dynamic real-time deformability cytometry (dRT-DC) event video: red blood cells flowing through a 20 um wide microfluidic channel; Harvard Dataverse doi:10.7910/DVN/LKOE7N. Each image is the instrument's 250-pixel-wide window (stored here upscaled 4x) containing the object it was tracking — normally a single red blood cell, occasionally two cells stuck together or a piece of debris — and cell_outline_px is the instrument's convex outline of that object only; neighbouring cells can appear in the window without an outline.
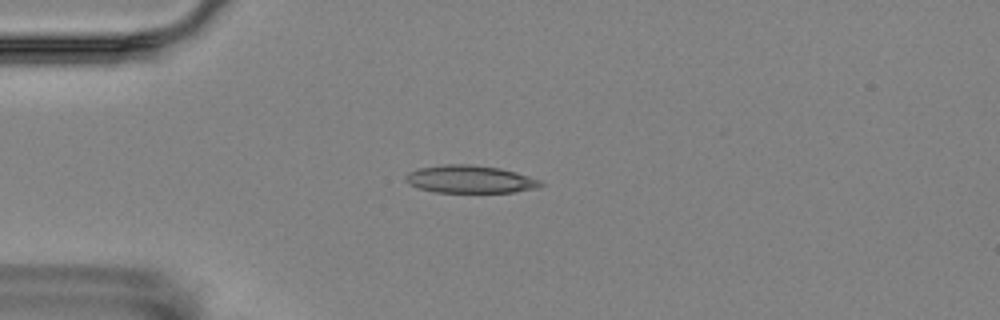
{"species": "Egyptian fruit bat (a non-hibernating species)", "species_latin": "Rousettus aegyptiacus", "temperature_condition": "room temperature", "stored_images_in_passage": 16, "segment_of_instrument_passage": [1, 2], "camera_frame_rate_fps": 3000, "um_per_image_px": 0.085, "animal": {"sex": "female"}, "frame": {"image": 1, "passage_image": 4, "time_ms": 3.667, "image_size_px": [1000, 320], "cell_outline_px": [[544, 184], [536, 188], [516, 192], [432, 192], [408, 184], [404, 180], [404, 176], [408, 172], [416, 168], [444, 164], [468, 164], [500, 168], [516, 172], [540, 180]], "centroid_in_image_um": [39.9, 15.23], "position_along_channel_um": 45.1, "area_um2": 21.91}}
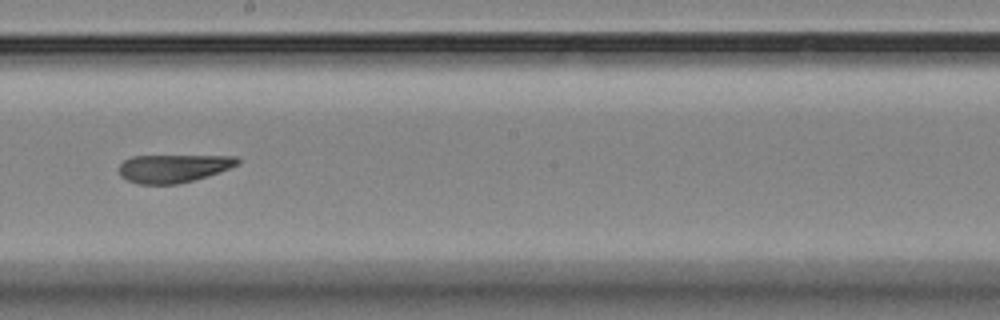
{"frame": {"image": 2, "passage_image": 9, "time_ms": 9.667, "image_size_px": [1000, 320], "cell_outline_px": [[240, 164], [220, 172], [208, 176], [176, 184], [136, 184], [120, 176], [120, 164], [124, 160], [132, 156], [236, 156], [240, 160]], "centroid_in_image_um": [14.75, 14.31], "position_along_channel_um": 233.4, "area_um2": 19.36}}
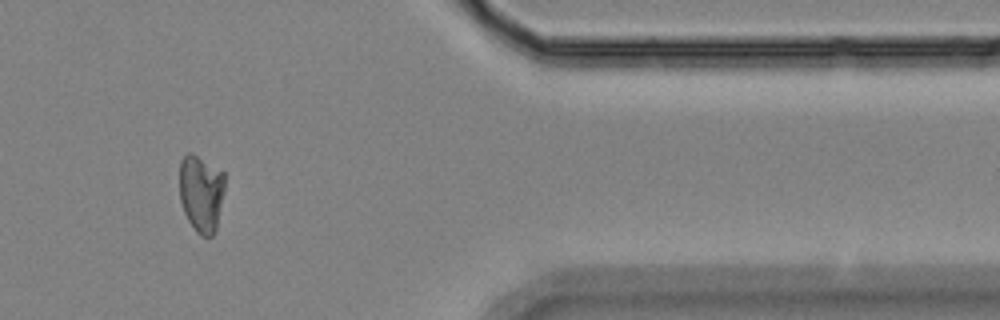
{"frame": {"image": 3, "passage_image": 13, "time_ms": 15.0, "image_size_px": [1000, 320], "cell_outline_px": [[224, 188], [216, 232], [212, 236], [200, 236], [196, 232], [188, 220], [184, 212], [180, 200], [180, 160], [188, 152], [196, 156], [224, 172]], "centroid_in_image_um": [17.1, 16.46], "position_along_channel_um": 394.3, "area_um2": 20.29}}